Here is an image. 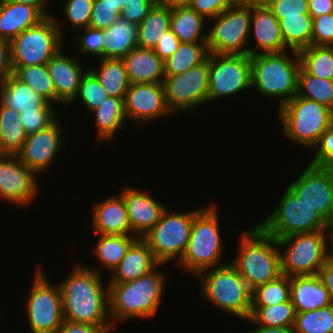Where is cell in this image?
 Wrapping results in <instances>:
<instances>
[{"instance_id": "1", "label": "cell", "mask_w": 333, "mask_h": 333, "mask_svg": "<svg viewBox=\"0 0 333 333\" xmlns=\"http://www.w3.org/2000/svg\"><path fill=\"white\" fill-rule=\"evenodd\" d=\"M74 267L59 283L64 320L95 325L110 333L115 327L109 316L108 287H104L101 270L81 263Z\"/></svg>"}, {"instance_id": "2", "label": "cell", "mask_w": 333, "mask_h": 333, "mask_svg": "<svg viewBox=\"0 0 333 333\" xmlns=\"http://www.w3.org/2000/svg\"><path fill=\"white\" fill-rule=\"evenodd\" d=\"M158 267L133 281L108 283L109 316L113 327L130 319L154 318L165 285V275Z\"/></svg>"}, {"instance_id": "3", "label": "cell", "mask_w": 333, "mask_h": 333, "mask_svg": "<svg viewBox=\"0 0 333 333\" xmlns=\"http://www.w3.org/2000/svg\"><path fill=\"white\" fill-rule=\"evenodd\" d=\"M238 253L230 263L237 269L249 289L273 281L282 275L281 253L277 239L258 225L241 232Z\"/></svg>"}, {"instance_id": "4", "label": "cell", "mask_w": 333, "mask_h": 333, "mask_svg": "<svg viewBox=\"0 0 333 333\" xmlns=\"http://www.w3.org/2000/svg\"><path fill=\"white\" fill-rule=\"evenodd\" d=\"M250 61L251 88H256L265 97L278 100L279 108L297 95L300 70L298 52L285 50L250 55Z\"/></svg>"}, {"instance_id": "5", "label": "cell", "mask_w": 333, "mask_h": 333, "mask_svg": "<svg viewBox=\"0 0 333 333\" xmlns=\"http://www.w3.org/2000/svg\"><path fill=\"white\" fill-rule=\"evenodd\" d=\"M196 277L201 284V295L211 305L235 317L244 320L250 318L252 291L230 261L206 269Z\"/></svg>"}, {"instance_id": "6", "label": "cell", "mask_w": 333, "mask_h": 333, "mask_svg": "<svg viewBox=\"0 0 333 333\" xmlns=\"http://www.w3.org/2000/svg\"><path fill=\"white\" fill-rule=\"evenodd\" d=\"M215 204L203 207L195 216L192 223L187 248L177 263L190 274L198 275L200 272L222 266L223 241L220 234V225Z\"/></svg>"}, {"instance_id": "7", "label": "cell", "mask_w": 333, "mask_h": 333, "mask_svg": "<svg viewBox=\"0 0 333 333\" xmlns=\"http://www.w3.org/2000/svg\"><path fill=\"white\" fill-rule=\"evenodd\" d=\"M282 134L292 143L314 148L321 135L333 124V111L306 98L295 95L278 108Z\"/></svg>"}, {"instance_id": "8", "label": "cell", "mask_w": 333, "mask_h": 333, "mask_svg": "<svg viewBox=\"0 0 333 333\" xmlns=\"http://www.w3.org/2000/svg\"><path fill=\"white\" fill-rule=\"evenodd\" d=\"M251 19L252 0H235L223 13L211 18L213 25L206 41L209 53L249 55Z\"/></svg>"}, {"instance_id": "9", "label": "cell", "mask_w": 333, "mask_h": 333, "mask_svg": "<svg viewBox=\"0 0 333 333\" xmlns=\"http://www.w3.org/2000/svg\"><path fill=\"white\" fill-rule=\"evenodd\" d=\"M55 19L45 17L10 41L12 67L46 64L62 49L65 34Z\"/></svg>"}, {"instance_id": "10", "label": "cell", "mask_w": 333, "mask_h": 333, "mask_svg": "<svg viewBox=\"0 0 333 333\" xmlns=\"http://www.w3.org/2000/svg\"><path fill=\"white\" fill-rule=\"evenodd\" d=\"M202 208L184 213H171L166 208L159 221L141 237L160 264L165 266L173 259L177 263L181 260L190 238L194 216Z\"/></svg>"}, {"instance_id": "11", "label": "cell", "mask_w": 333, "mask_h": 333, "mask_svg": "<svg viewBox=\"0 0 333 333\" xmlns=\"http://www.w3.org/2000/svg\"><path fill=\"white\" fill-rule=\"evenodd\" d=\"M277 242L281 272L288 277L317 275L328 259V230L295 234L277 239Z\"/></svg>"}, {"instance_id": "12", "label": "cell", "mask_w": 333, "mask_h": 333, "mask_svg": "<svg viewBox=\"0 0 333 333\" xmlns=\"http://www.w3.org/2000/svg\"><path fill=\"white\" fill-rule=\"evenodd\" d=\"M280 202L272 213L257 224L276 239L291 235L329 230L330 224L307 206L286 186Z\"/></svg>"}, {"instance_id": "13", "label": "cell", "mask_w": 333, "mask_h": 333, "mask_svg": "<svg viewBox=\"0 0 333 333\" xmlns=\"http://www.w3.org/2000/svg\"><path fill=\"white\" fill-rule=\"evenodd\" d=\"M42 268H36L27 295L25 312L32 333H55L62 325V296L59 284L53 286Z\"/></svg>"}, {"instance_id": "14", "label": "cell", "mask_w": 333, "mask_h": 333, "mask_svg": "<svg viewBox=\"0 0 333 333\" xmlns=\"http://www.w3.org/2000/svg\"><path fill=\"white\" fill-rule=\"evenodd\" d=\"M165 102L172 114L194 111L208 102L209 56L186 72L165 76Z\"/></svg>"}, {"instance_id": "15", "label": "cell", "mask_w": 333, "mask_h": 333, "mask_svg": "<svg viewBox=\"0 0 333 333\" xmlns=\"http://www.w3.org/2000/svg\"><path fill=\"white\" fill-rule=\"evenodd\" d=\"M251 89L250 55L209 54L208 101Z\"/></svg>"}, {"instance_id": "16", "label": "cell", "mask_w": 333, "mask_h": 333, "mask_svg": "<svg viewBox=\"0 0 333 333\" xmlns=\"http://www.w3.org/2000/svg\"><path fill=\"white\" fill-rule=\"evenodd\" d=\"M287 187L333 225V168L308 163L306 169Z\"/></svg>"}, {"instance_id": "17", "label": "cell", "mask_w": 333, "mask_h": 333, "mask_svg": "<svg viewBox=\"0 0 333 333\" xmlns=\"http://www.w3.org/2000/svg\"><path fill=\"white\" fill-rule=\"evenodd\" d=\"M36 176L17 154H0V199L14 206L32 203L39 191Z\"/></svg>"}, {"instance_id": "18", "label": "cell", "mask_w": 333, "mask_h": 333, "mask_svg": "<svg viewBox=\"0 0 333 333\" xmlns=\"http://www.w3.org/2000/svg\"><path fill=\"white\" fill-rule=\"evenodd\" d=\"M63 133L58 117L46 129L27 135L21 150L17 153L19 160L36 175L46 172L64 145Z\"/></svg>"}, {"instance_id": "19", "label": "cell", "mask_w": 333, "mask_h": 333, "mask_svg": "<svg viewBox=\"0 0 333 333\" xmlns=\"http://www.w3.org/2000/svg\"><path fill=\"white\" fill-rule=\"evenodd\" d=\"M124 111L127 120L143 125L153 119L172 116L165 102L162 83L130 84L124 98Z\"/></svg>"}, {"instance_id": "20", "label": "cell", "mask_w": 333, "mask_h": 333, "mask_svg": "<svg viewBox=\"0 0 333 333\" xmlns=\"http://www.w3.org/2000/svg\"><path fill=\"white\" fill-rule=\"evenodd\" d=\"M120 194L124 198L128 219L131 227V235L141 238L160 219L162 212L167 208L159 203L150 192L123 187Z\"/></svg>"}, {"instance_id": "21", "label": "cell", "mask_w": 333, "mask_h": 333, "mask_svg": "<svg viewBox=\"0 0 333 333\" xmlns=\"http://www.w3.org/2000/svg\"><path fill=\"white\" fill-rule=\"evenodd\" d=\"M60 49L47 63L55 89V103L69 105L77 95L80 81L88 70L74 56L63 54ZM81 64V65H80Z\"/></svg>"}, {"instance_id": "22", "label": "cell", "mask_w": 333, "mask_h": 333, "mask_svg": "<svg viewBox=\"0 0 333 333\" xmlns=\"http://www.w3.org/2000/svg\"><path fill=\"white\" fill-rule=\"evenodd\" d=\"M251 33H253L256 46H249V55L288 50L281 34L279 21L267 5L261 4L256 0H252V19L249 39L252 37Z\"/></svg>"}, {"instance_id": "23", "label": "cell", "mask_w": 333, "mask_h": 333, "mask_svg": "<svg viewBox=\"0 0 333 333\" xmlns=\"http://www.w3.org/2000/svg\"><path fill=\"white\" fill-rule=\"evenodd\" d=\"M162 267L142 238H137L111 273L109 283H125Z\"/></svg>"}, {"instance_id": "24", "label": "cell", "mask_w": 333, "mask_h": 333, "mask_svg": "<svg viewBox=\"0 0 333 333\" xmlns=\"http://www.w3.org/2000/svg\"><path fill=\"white\" fill-rule=\"evenodd\" d=\"M92 212L95 234L131 235L126 204L120 193L96 203Z\"/></svg>"}, {"instance_id": "25", "label": "cell", "mask_w": 333, "mask_h": 333, "mask_svg": "<svg viewBox=\"0 0 333 333\" xmlns=\"http://www.w3.org/2000/svg\"><path fill=\"white\" fill-rule=\"evenodd\" d=\"M290 300L296 313L317 310L333 304L319 275L290 277Z\"/></svg>"}, {"instance_id": "26", "label": "cell", "mask_w": 333, "mask_h": 333, "mask_svg": "<svg viewBox=\"0 0 333 333\" xmlns=\"http://www.w3.org/2000/svg\"><path fill=\"white\" fill-rule=\"evenodd\" d=\"M0 103L18 113L55 111L50 104L13 73L0 84Z\"/></svg>"}, {"instance_id": "27", "label": "cell", "mask_w": 333, "mask_h": 333, "mask_svg": "<svg viewBox=\"0 0 333 333\" xmlns=\"http://www.w3.org/2000/svg\"><path fill=\"white\" fill-rule=\"evenodd\" d=\"M45 16L34 6L0 0V40L11 41Z\"/></svg>"}, {"instance_id": "28", "label": "cell", "mask_w": 333, "mask_h": 333, "mask_svg": "<svg viewBox=\"0 0 333 333\" xmlns=\"http://www.w3.org/2000/svg\"><path fill=\"white\" fill-rule=\"evenodd\" d=\"M122 60L130 84L162 83L165 78L163 60L154 49L137 46Z\"/></svg>"}, {"instance_id": "29", "label": "cell", "mask_w": 333, "mask_h": 333, "mask_svg": "<svg viewBox=\"0 0 333 333\" xmlns=\"http://www.w3.org/2000/svg\"><path fill=\"white\" fill-rule=\"evenodd\" d=\"M103 31V58L122 59L137 47V24L120 17Z\"/></svg>"}, {"instance_id": "30", "label": "cell", "mask_w": 333, "mask_h": 333, "mask_svg": "<svg viewBox=\"0 0 333 333\" xmlns=\"http://www.w3.org/2000/svg\"><path fill=\"white\" fill-rule=\"evenodd\" d=\"M205 20L207 19L189 5L171 7L170 28L180 42H206L207 33L204 34L203 31Z\"/></svg>"}, {"instance_id": "31", "label": "cell", "mask_w": 333, "mask_h": 333, "mask_svg": "<svg viewBox=\"0 0 333 333\" xmlns=\"http://www.w3.org/2000/svg\"><path fill=\"white\" fill-rule=\"evenodd\" d=\"M97 129L96 143L112 141L117 130H122V124L127 120L124 111V99L108 97L98 108L92 111Z\"/></svg>"}, {"instance_id": "32", "label": "cell", "mask_w": 333, "mask_h": 333, "mask_svg": "<svg viewBox=\"0 0 333 333\" xmlns=\"http://www.w3.org/2000/svg\"><path fill=\"white\" fill-rule=\"evenodd\" d=\"M98 67L88 69L96 76L109 97L124 99L130 82L123 60L102 58Z\"/></svg>"}, {"instance_id": "33", "label": "cell", "mask_w": 333, "mask_h": 333, "mask_svg": "<svg viewBox=\"0 0 333 333\" xmlns=\"http://www.w3.org/2000/svg\"><path fill=\"white\" fill-rule=\"evenodd\" d=\"M171 7L153 5L145 19L138 25L137 46L154 49L170 28Z\"/></svg>"}, {"instance_id": "34", "label": "cell", "mask_w": 333, "mask_h": 333, "mask_svg": "<svg viewBox=\"0 0 333 333\" xmlns=\"http://www.w3.org/2000/svg\"><path fill=\"white\" fill-rule=\"evenodd\" d=\"M96 245L93 247L99 263L113 272L123 257L126 255L130 245L138 238L135 235L98 234Z\"/></svg>"}, {"instance_id": "35", "label": "cell", "mask_w": 333, "mask_h": 333, "mask_svg": "<svg viewBox=\"0 0 333 333\" xmlns=\"http://www.w3.org/2000/svg\"><path fill=\"white\" fill-rule=\"evenodd\" d=\"M26 137L19 113L0 103V154H17Z\"/></svg>"}, {"instance_id": "36", "label": "cell", "mask_w": 333, "mask_h": 333, "mask_svg": "<svg viewBox=\"0 0 333 333\" xmlns=\"http://www.w3.org/2000/svg\"><path fill=\"white\" fill-rule=\"evenodd\" d=\"M209 54L206 42H181L178 49L163 61L164 75L170 76L186 72L193 66L202 63Z\"/></svg>"}, {"instance_id": "37", "label": "cell", "mask_w": 333, "mask_h": 333, "mask_svg": "<svg viewBox=\"0 0 333 333\" xmlns=\"http://www.w3.org/2000/svg\"><path fill=\"white\" fill-rule=\"evenodd\" d=\"M312 17L309 13L301 16L284 17L279 20L285 46L299 52L311 45Z\"/></svg>"}, {"instance_id": "38", "label": "cell", "mask_w": 333, "mask_h": 333, "mask_svg": "<svg viewBox=\"0 0 333 333\" xmlns=\"http://www.w3.org/2000/svg\"><path fill=\"white\" fill-rule=\"evenodd\" d=\"M300 67L309 75L333 80V46L310 45L298 52Z\"/></svg>"}, {"instance_id": "39", "label": "cell", "mask_w": 333, "mask_h": 333, "mask_svg": "<svg viewBox=\"0 0 333 333\" xmlns=\"http://www.w3.org/2000/svg\"><path fill=\"white\" fill-rule=\"evenodd\" d=\"M296 311L290 301L271 306H252L250 318L254 325L266 327H293Z\"/></svg>"}, {"instance_id": "40", "label": "cell", "mask_w": 333, "mask_h": 333, "mask_svg": "<svg viewBox=\"0 0 333 333\" xmlns=\"http://www.w3.org/2000/svg\"><path fill=\"white\" fill-rule=\"evenodd\" d=\"M13 74L38 95L55 105V89L46 64L12 67ZM54 102V104H53Z\"/></svg>"}, {"instance_id": "41", "label": "cell", "mask_w": 333, "mask_h": 333, "mask_svg": "<svg viewBox=\"0 0 333 333\" xmlns=\"http://www.w3.org/2000/svg\"><path fill=\"white\" fill-rule=\"evenodd\" d=\"M297 94L303 98L316 101L333 111V80L309 75L300 67Z\"/></svg>"}, {"instance_id": "42", "label": "cell", "mask_w": 333, "mask_h": 333, "mask_svg": "<svg viewBox=\"0 0 333 333\" xmlns=\"http://www.w3.org/2000/svg\"><path fill=\"white\" fill-rule=\"evenodd\" d=\"M294 333H333V304L296 313Z\"/></svg>"}, {"instance_id": "43", "label": "cell", "mask_w": 333, "mask_h": 333, "mask_svg": "<svg viewBox=\"0 0 333 333\" xmlns=\"http://www.w3.org/2000/svg\"><path fill=\"white\" fill-rule=\"evenodd\" d=\"M290 277L282 274L277 279L252 291V306H271L290 301Z\"/></svg>"}, {"instance_id": "44", "label": "cell", "mask_w": 333, "mask_h": 333, "mask_svg": "<svg viewBox=\"0 0 333 333\" xmlns=\"http://www.w3.org/2000/svg\"><path fill=\"white\" fill-rule=\"evenodd\" d=\"M81 100V104L88 113L98 108L108 97V93L103 89L96 76L88 69L83 75L77 95L70 102L73 103L77 98Z\"/></svg>"}, {"instance_id": "45", "label": "cell", "mask_w": 333, "mask_h": 333, "mask_svg": "<svg viewBox=\"0 0 333 333\" xmlns=\"http://www.w3.org/2000/svg\"><path fill=\"white\" fill-rule=\"evenodd\" d=\"M123 0H94L89 27L104 30L121 17Z\"/></svg>"}, {"instance_id": "46", "label": "cell", "mask_w": 333, "mask_h": 333, "mask_svg": "<svg viewBox=\"0 0 333 333\" xmlns=\"http://www.w3.org/2000/svg\"><path fill=\"white\" fill-rule=\"evenodd\" d=\"M94 0H66L62 7L66 20L73 30L89 27ZM78 29V30H77Z\"/></svg>"}, {"instance_id": "47", "label": "cell", "mask_w": 333, "mask_h": 333, "mask_svg": "<svg viewBox=\"0 0 333 333\" xmlns=\"http://www.w3.org/2000/svg\"><path fill=\"white\" fill-rule=\"evenodd\" d=\"M83 34L80 33V35H74L73 43L74 49L76 48L79 53L82 52V54H90L94 56L100 57V59L103 58V50H104V31L100 29H93L90 27L82 28Z\"/></svg>"}, {"instance_id": "48", "label": "cell", "mask_w": 333, "mask_h": 333, "mask_svg": "<svg viewBox=\"0 0 333 333\" xmlns=\"http://www.w3.org/2000/svg\"><path fill=\"white\" fill-rule=\"evenodd\" d=\"M58 118L56 111H35L19 113V120L27 135L46 129Z\"/></svg>"}, {"instance_id": "49", "label": "cell", "mask_w": 333, "mask_h": 333, "mask_svg": "<svg viewBox=\"0 0 333 333\" xmlns=\"http://www.w3.org/2000/svg\"><path fill=\"white\" fill-rule=\"evenodd\" d=\"M311 45L333 46V13L313 19Z\"/></svg>"}, {"instance_id": "50", "label": "cell", "mask_w": 333, "mask_h": 333, "mask_svg": "<svg viewBox=\"0 0 333 333\" xmlns=\"http://www.w3.org/2000/svg\"><path fill=\"white\" fill-rule=\"evenodd\" d=\"M266 5L278 21L284 17L309 13L308 0H271Z\"/></svg>"}, {"instance_id": "51", "label": "cell", "mask_w": 333, "mask_h": 333, "mask_svg": "<svg viewBox=\"0 0 333 333\" xmlns=\"http://www.w3.org/2000/svg\"><path fill=\"white\" fill-rule=\"evenodd\" d=\"M313 149L315 154L311 164L333 168V124L321 135Z\"/></svg>"}, {"instance_id": "52", "label": "cell", "mask_w": 333, "mask_h": 333, "mask_svg": "<svg viewBox=\"0 0 333 333\" xmlns=\"http://www.w3.org/2000/svg\"><path fill=\"white\" fill-rule=\"evenodd\" d=\"M153 5V0H123V10L120 15L130 23L139 25Z\"/></svg>"}, {"instance_id": "53", "label": "cell", "mask_w": 333, "mask_h": 333, "mask_svg": "<svg viewBox=\"0 0 333 333\" xmlns=\"http://www.w3.org/2000/svg\"><path fill=\"white\" fill-rule=\"evenodd\" d=\"M235 0H190L188 5L207 20L223 13Z\"/></svg>"}, {"instance_id": "54", "label": "cell", "mask_w": 333, "mask_h": 333, "mask_svg": "<svg viewBox=\"0 0 333 333\" xmlns=\"http://www.w3.org/2000/svg\"><path fill=\"white\" fill-rule=\"evenodd\" d=\"M180 43L177 36L173 33L171 28H169L164 32V36L157 42L154 51L165 61L178 49Z\"/></svg>"}, {"instance_id": "55", "label": "cell", "mask_w": 333, "mask_h": 333, "mask_svg": "<svg viewBox=\"0 0 333 333\" xmlns=\"http://www.w3.org/2000/svg\"><path fill=\"white\" fill-rule=\"evenodd\" d=\"M12 73L10 42L0 40V84Z\"/></svg>"}, {"instance_id": "56", "label": "cell", "mask_w": 333, "mask_h": 333, "mask_svg": "<svg viewBox=\"0 0 333 333\" xmlns=\"http://www.w3.org/2000/svg\"><path fill=\"white\" fill-rule=\"evenodd\" d=\"M55 333H104L98 326L64 320Z\"/></svg>"}, {"instance_id": "57", "label": "cell", "mask_w": 333, "mask_h": 333, "mask_svg": "<svg viewBox=\"0 0 333 333\" xmlns=\"http://www.w3.org/2000/svg\"><path fill=\"white\" fill-rule=\"evenodd\" d=\"M308 7L313 20L323 14L333 13V0H308Z\"/></svg>"}, {"instance_id": "58", "label": "cell", "mask_w": 333, "mask_h": 333, "mask_svg": "<svg viewBox=\"0 0 333 333\" xmlns=\"http://www.w3.org/2000/svg\"><path fill=\"white\" fill-rule=\"evenodd\" d=\"M318 275L328 290L333 303V263L327 259L321 267Z\"/></svg>"}, {"instance_id": "59", "label": "cell", "mask_w": 333, "mask_h": 333, "mask_svg": "<svg viewBox=\"0 0 333 333\" xmlns=\"http://www.w3.org/2000/svg\"><path fill=\"white\" fill-rule=\"evenodd\" d=\"M12 2L26 4L36 7L45 17L52 16V12L46 7L48 4L47 0H10ZM47 8V9H46Z\"/></svg>"}, {"instance_id": "60", "label": "cell", "mask_w": 333, "mask_h": 333, "mask_svg": "<svg viewBox=\"0 0 333 333\" xmlns=\"http://www.w3.org/2000/svg\"><path fill=\"white\" fill-rule=\"evenodd\" d=\"M249 333H294L293 327H266L256 325Z\"/></svg>"}, {"instance_id": "61", "label": "cell", "mask_w": 333, "mask_h": 333, "mask_svg": "<svg viewBox=\"0 0 333 333\" xmlns=\"http://www.w3.org/2000/svg\"><path fill=\"white\" fill-rule=\"evenodd\" d=\"M190 0H153L154 5L160 6H177V5H188Z\"/></svg>"}, {"instance_id": "62", "label": "cell", "mask_w": 333, "mask_h": 333, "mask_svg": "<svg viewBox=\"0 0 333 333\" xmlns=\"http://www.w3.org/2000/svg\"><path fill=\"white\" fill-rule=\"evenodd\" d=\"M328 247H329L327 249L328 260L333 263V225H331L328 230Z\"/></svg>"}, {"instance_id": "63", "label": "cell", "mask_w": 333, "mask_h": 333, "mask_svg": "<svg viewBox=\"0 0 333 333\" xmlns=\"http://www.w3.org/2000/svg\"><path fill=\"white\" fill-rule=\"evenodd\" d=\"M257 2L266 5L271 0H256Z\"/></svg>"}]
</instances>
